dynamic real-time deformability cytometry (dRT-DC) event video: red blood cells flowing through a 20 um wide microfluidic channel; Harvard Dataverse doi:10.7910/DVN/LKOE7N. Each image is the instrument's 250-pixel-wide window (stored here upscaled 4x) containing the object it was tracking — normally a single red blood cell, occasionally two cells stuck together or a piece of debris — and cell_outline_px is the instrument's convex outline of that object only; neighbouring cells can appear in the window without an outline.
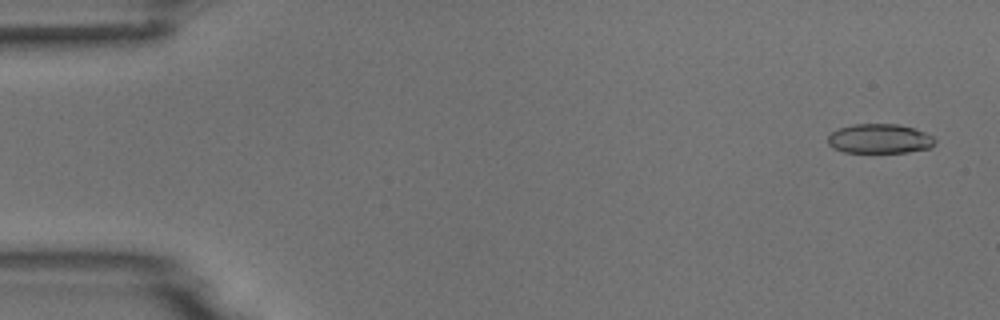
{"species": "common noctule bat (a hibernating species)", "species_latin": "Nyctalus noctula", "temperature_condition": "room temperature", "stored_images_in_passage": 4, "camera_frame_rate_fps": 3000, "um_per_image_px": 0.085, "animal": {"sex": "male", "body_mass_g": 18.8}, "frame": {"image": 1, "passage_image": 1, "time_ms": 0.0, "image_size_px": [1000, 320], "cell_outline_px": [[936, 140], [928, 148], [908, 152], [844, 152], [832, 148], [828, 144], [828, 136], [832, 132], [840, 128], [856, 124], [896, 124], [912, 128], [936, 136]], "centroid_in_image_um": [74.76, 11.79], "position_along_channel_um": 10.2, "area_um2": 18.26}}
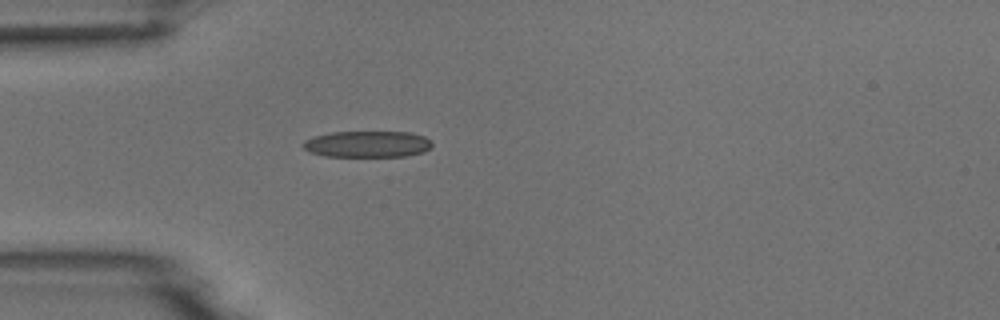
{"frame": {"image": 2, "passage_image": 4, "time_ms": 4.333, "image_size_px": [1000, 320], "cell_outline_px": [[432, 144], [424, 152], [404, 156], [324, 156], [308, 152], [300, 144], [304, 140], [312, 136], [332, 132], [412, 132], [424, 136]], "centroid_in_image_um": [31.16, 12.24], "position_along_channel_um": 53.8, "area_um2": 19.88}}